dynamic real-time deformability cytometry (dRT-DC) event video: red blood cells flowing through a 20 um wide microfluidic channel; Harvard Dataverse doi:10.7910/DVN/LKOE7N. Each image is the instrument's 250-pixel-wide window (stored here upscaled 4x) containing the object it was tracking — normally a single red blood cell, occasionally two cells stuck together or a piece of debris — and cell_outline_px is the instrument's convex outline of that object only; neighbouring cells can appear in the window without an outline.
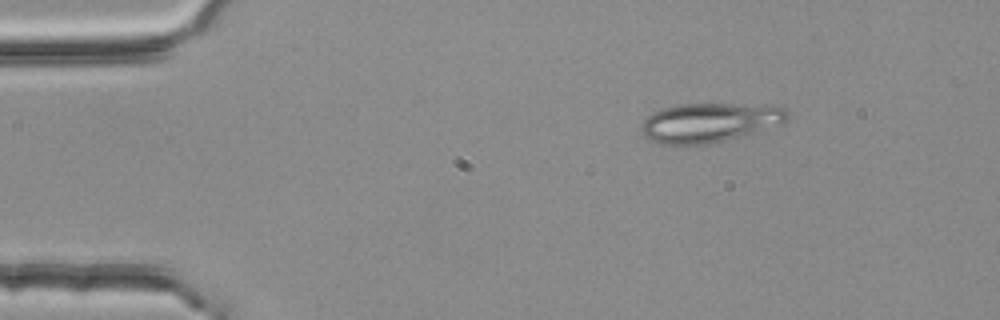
{"species": "common noctule bat (a hibernating species)", "species_latin": "Nyctalus noctula", "temperature_condition": "room temperature", "stored_images_in_passage": 3, "camera_frame_rate_fps": 3000, "um_per_image_px": 0.085, "animal": {"sex": "female", "body_mass_g": 25.1}, "frame": {"image": 1, "passage_image": 1, "time_ms": 0.0, "image_size_px": [1000, 320], "cell_outline_px": [[788, 120], [780, 124], [760, 132], [708, 144], [660, 144], [648, 140], [644, 136], [640, 128], [644, 120], [652, 112], [676, 104], [780, 104], [788, 108]], "centroid_in_image_um": [60.39, 10.4], "position_along_channel_um": 24.6, "area_um2": 34.16}}